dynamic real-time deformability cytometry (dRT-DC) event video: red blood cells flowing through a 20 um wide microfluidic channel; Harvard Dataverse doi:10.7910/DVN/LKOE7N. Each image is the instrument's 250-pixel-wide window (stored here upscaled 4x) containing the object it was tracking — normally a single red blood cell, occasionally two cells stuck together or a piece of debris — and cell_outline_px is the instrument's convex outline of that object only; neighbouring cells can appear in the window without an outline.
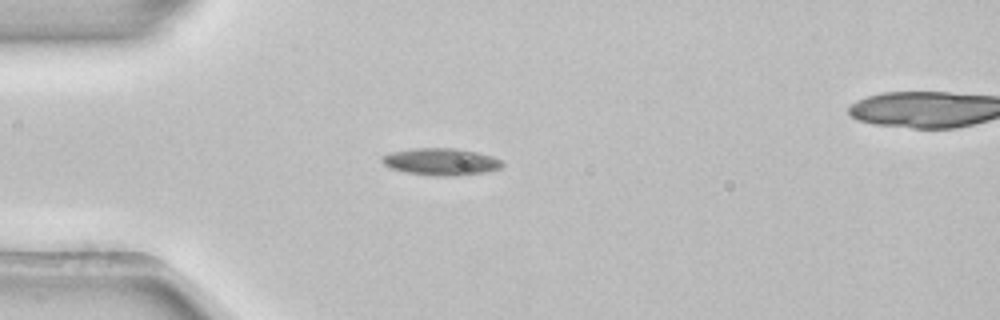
{"species": "common noctule bat (a hibernating species)", "species_latin": "Nyctalus noctula", "temperature_condition": "room temperature", "stored_images_in_passage": 5, "camera_frame_rate_fps": 3000, "um_per_image_px": 0.085, "animal": {"sex": "female", "body_mass_g": 22.7, "forearm_length_mm": 54.2}, "frame": {"image": 1, "passage_image": 4, "time_ms": 1.0, "image_size_px": [1000, 320], "cell_outline_px": [[504, 164], [500, 168], [484, 172], [456, 176], [436, 176], [404, 172], [388, 168], [380, 160], [384, 156], [392, 152], [416, 148], [456, 148], [476, 152], [492, 156], [500, 160]], "centroid_in_image_um": [37.47, 13.75], "position_along_channel_um": 47.5, "area_um2": 18.9}}